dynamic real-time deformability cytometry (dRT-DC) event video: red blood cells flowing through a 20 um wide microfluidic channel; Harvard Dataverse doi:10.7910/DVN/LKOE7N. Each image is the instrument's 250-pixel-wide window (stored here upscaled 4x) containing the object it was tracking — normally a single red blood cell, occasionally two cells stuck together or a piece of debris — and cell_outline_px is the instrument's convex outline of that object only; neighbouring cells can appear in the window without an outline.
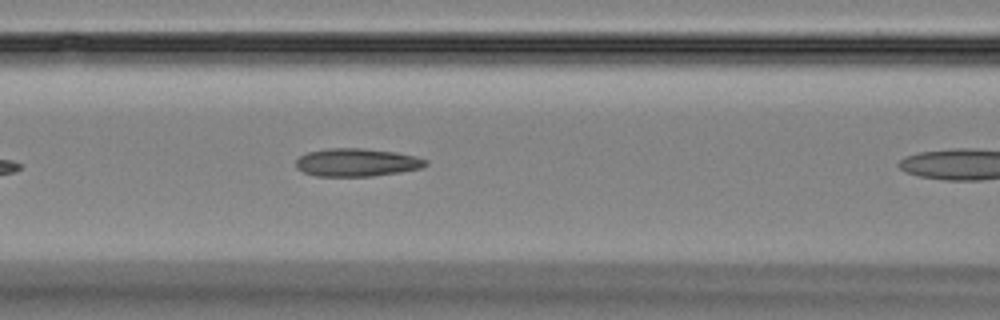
{"species": "Egyptian fruit bat (a non-hibernating species)", "species_latin": "Rousettus aegyptiacus", "temperature_condition": "room temperature", "stored_images_in_passage": 7, "camera_frame_rate_fps": 3000, "um_per_image_px": 0.085, "animal": {"sex": "female"}, "frame": {"image": 1, "passage_image": 6, "time_ms": 6.0, "image_size_px": [1000, 320], "cell_outline_px": [[428, 164], [420, 168], [400, 172], [372, 176], [316, 176], [304, 172], [296, 168], [296, 160], [300, 156], [308, 152], [328, 148], [364, 148], [396, 152], [416, 156], [428, 160]], "centroid_in_image_um": [30.33, 13.8], "position_along_channel_um": 136.3, "area_um2": 21.21}}